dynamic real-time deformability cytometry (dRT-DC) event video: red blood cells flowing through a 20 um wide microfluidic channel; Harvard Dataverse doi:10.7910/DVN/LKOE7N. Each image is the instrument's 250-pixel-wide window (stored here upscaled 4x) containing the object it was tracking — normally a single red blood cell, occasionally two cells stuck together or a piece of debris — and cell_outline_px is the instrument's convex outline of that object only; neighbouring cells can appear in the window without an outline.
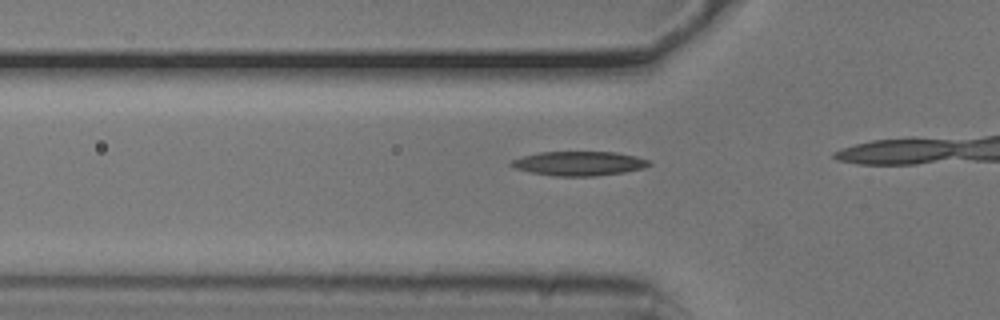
{"species": "common noctule bat (a hibernating species)", "species_latin": "Nyctalus noctula", "temperature_condition": "cold", "stored_images_in_passage": 10, "camera_frame_rate_fps": 3000, "um_per_image_px": 0.085, "animal": {"sex": "male", "body_mass_g": 20.5, "forearm_length_mm": 52.5}, "frame": {"image": 1, "passage_image": 5, "time_ms": 1.333, "image_size_px": [1000, 320], "cell_outline_px": [[652, 164], [644, 168], [624, 172], [592, 176], [552, 176], [528, 172], [516, 168], [508, 164], [512, 160], [524, 156], [540, 152], [616, 152], [636, 156], [652, 160]], "centroid_in_image_um": [49.25, 13.89], "position_along_channel_um": 76.6, "area_um2": 19.59}}
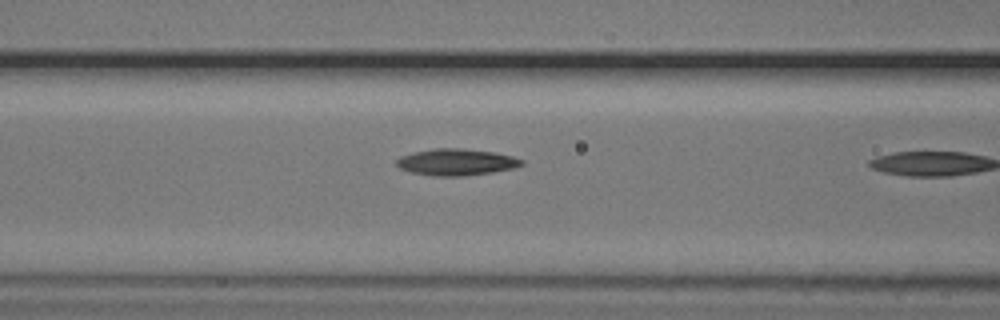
{"frame": {"image": 2, "passage_image": 9, "time_ms": 2.667, "image_size_px": [1000, 320], "cell_outline_px": [[524, 164], [512, 168], [492, 172], [464, 176], [432, 176], [412, 172], [400, 168], [396, 164], [396, 160], [400, 156], [412, 152], [432, 148], [460, 148], [496, 152], [512, 156], [524, 160]], "centroid_in_image_um": [38.77, 13.77], "position_along_channel_um": 127.8, "area_um2": 19.48}}